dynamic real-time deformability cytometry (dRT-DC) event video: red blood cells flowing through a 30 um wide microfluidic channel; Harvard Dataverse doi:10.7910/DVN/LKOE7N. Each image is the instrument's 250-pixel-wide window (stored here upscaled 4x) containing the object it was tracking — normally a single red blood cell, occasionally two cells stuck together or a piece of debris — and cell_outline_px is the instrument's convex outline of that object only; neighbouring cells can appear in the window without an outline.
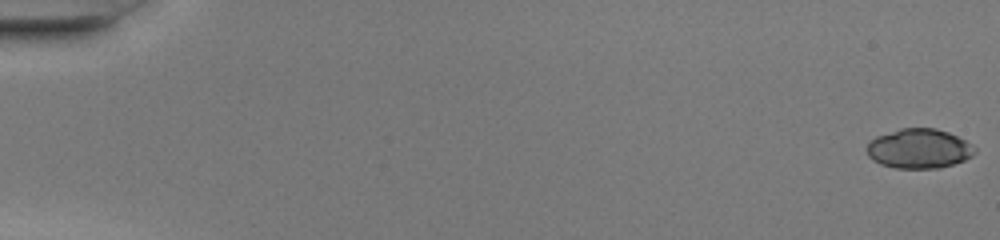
{"species": "common noctule bat (a hibernating species)", "species_latin": "Nyctalus noctula", "temperature_condition": "warm", "stored_images_in_passage": 50, "camera_frame_rate_fps": 3000, "um_per_image_px": 0.085, "animal": {"sex": "female", "body_mass_g": 20.0, "forearm_length_mm": 54.0}, "frame": {"image": 1, "passage_image": 1, "time_ms": 0.0, "image_size_px": [1000, 240], "cell_outline_px": [[976, 152], [972, 156], [964, 160], [940, 168], [896, 168], [880, 164], [872, 160], [868, 156], [864, 148], [868, 140], [876, 136], [900, 128], [936, 128], [948, 132], [972, 144], [976, 148]], "centroid_in_image_um": [78.07, 12.63], "position_along_channel_um": 6.9, "area_um2": 25.2}}
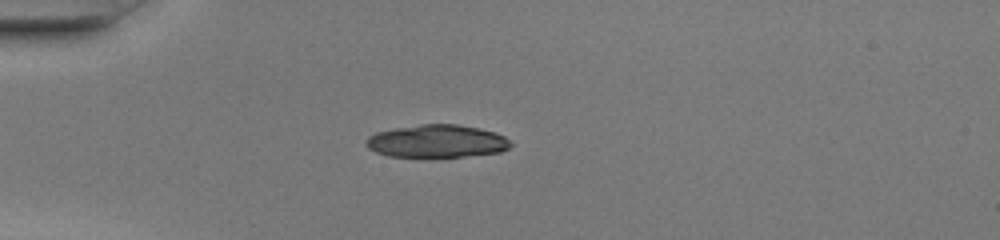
{"frame": {"image": 2, "passage_image": 15, "time_ms": 4.667, "image_size_px": [1000, 240], "cell_outline_px": [[512, 144], [508, 148], [500, 152], [464, 156], [388, 156], [376, 152], [368, 148], [364, 144], [364, 140], [368, 136], [376, 132], [396, 128], [420, 124], [456, 124], [480, 128], [496, 132], [504, 136]], "centroid_in_image_um": [37.11, 11.99], "position_along_channel_um": 47.9, "area_um2": 27.51}}